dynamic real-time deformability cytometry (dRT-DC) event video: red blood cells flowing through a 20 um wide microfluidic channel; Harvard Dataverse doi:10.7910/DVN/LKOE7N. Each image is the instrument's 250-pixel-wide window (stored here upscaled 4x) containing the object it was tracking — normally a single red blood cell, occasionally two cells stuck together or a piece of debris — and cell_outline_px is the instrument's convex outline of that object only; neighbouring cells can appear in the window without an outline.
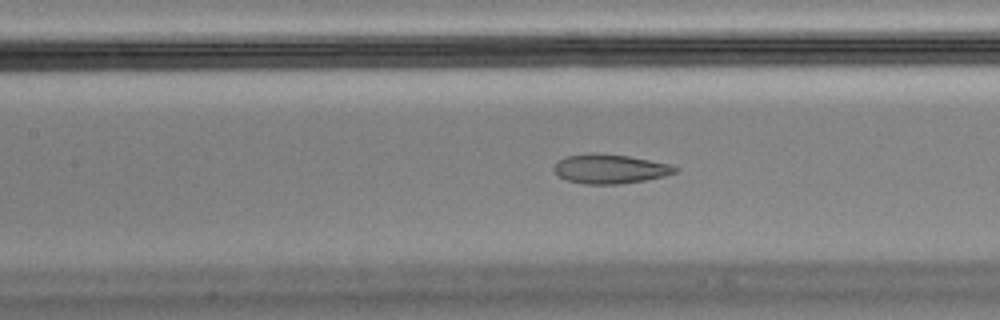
{"species": "Egyptian fruit bat (a non-hibernating species)", "species_latin": "Rousettus aegyptiacus", "temperature_condition": "cold", "stored_images_in_passage": 55, "camera_frame_rate_fps": 3000, "um_per_image_px": 0.085, "animal": {"sex": "male"}, "frame": {"image": 1, "passage_image": 24, "time_ms": 7.667, "image_size_px": [1000, 320], "cell_outline_px": [[680, 168], [676, 172], [664, 176], [644, 180], [620, 184], [584, 184], [568, 180], [560, 176], [552, 168], [564, 156], [628, 156], [668, 164]], "centroid_in_image_um": [51.89, 14.4], "position_along_channel_um": 155.5, "area_um2": 19.59}, "authors_computed_cell_mechanics": {"area_um2": 21.8484, "velocity_mm_per_s": 3.5734, "shape_relaxation_time_tau1_ms": null, "shape_relaxation_time_tau2_ms": 1.7317, "deformation_change_tau1": null, "deformation_change_tau2": 0.0839}}